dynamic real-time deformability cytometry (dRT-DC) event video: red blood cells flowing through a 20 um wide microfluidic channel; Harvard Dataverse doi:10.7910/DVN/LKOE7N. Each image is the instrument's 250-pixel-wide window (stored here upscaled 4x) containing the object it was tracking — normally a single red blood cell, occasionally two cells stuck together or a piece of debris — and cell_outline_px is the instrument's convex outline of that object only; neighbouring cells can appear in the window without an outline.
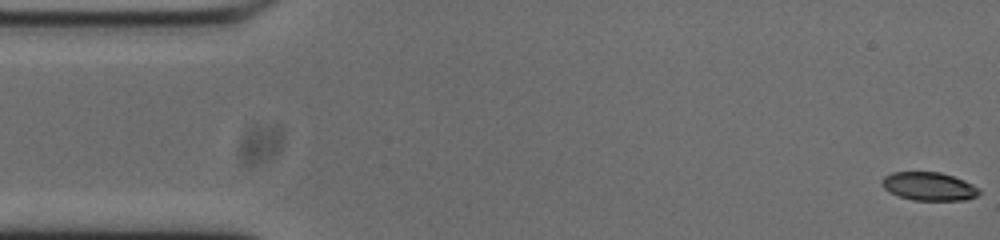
{"species": "common noctule bat (a hibernating species)", "species_latin": "Nyctalus noctula", "temperature_condition": "cold", "stored_images_in_passage": 54, "camera_frame_rate_fps": 3000, "um_per_image_px": 0.085, "animal": {"sex": "male", "body_mass_g": 20.0, "forearm_length_mm": 53.3}, "frame": {"image": 1, "passage_image": 1, "time_ms": 0.0, "image_size_px": [1000, 240], "cell_outline_px": [[980, 192], [976, 196], [964, 200], [912, 200], [900, 196], [884, 188], [880, 180], [884, 176], [892, 172], [940, 172], [964, 180], [980, 188]], "centroid_in_image_um": [78.96, 15.83], "position_along_channel_um": 6.0, "area_um2": 15.95}}
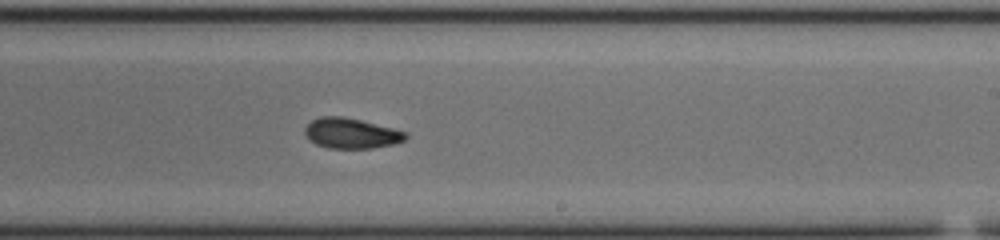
{"frame": {"image": 2, "passage_image": 31, "time_ms": 10.0, "image_size_px": [1000, 240], "cell_outline_px": [[408, 136], [404, 140], [392, 144], [372, 148], [328, 148], [316, 144], [304, 132], [304, 128], [312, 120], [320, 116], [340, 116], [360, 120], [408, 132]], "centroid_in_image_um": [29.86, 11.33], "position_along_channel_um": 259.1, "area_um2": 17.57}}
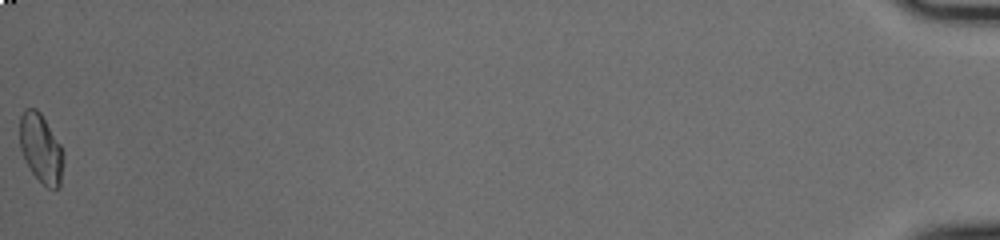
{"frame": {"image": 3, "passage_image": 54, "time_ms": 17.667, "image_size_px": [1000, 240], "cell_outline_px": [[64, 152], [60, 188], [48, 188], [32, 172], [24, 160], [20, 148], [20, 116], [24, 108], [36, 108], [40, 112], [60, 144]], "centroid_in_image_um": [3.47, 12.6], "position_along_channel_um": 431.7, "area_um2": 17.51}, "authors_computed_cell_mechanics": {"area_um2": 17.4556, "velocity_mm_per_s": 3.7383, "shape_relaxation_time_tau1_ms": null, "shape_relaxation_time_tau2_ms": 3.2767, "deformation_change_tau1": null, "deformation_change_tau2": 0.0689}}